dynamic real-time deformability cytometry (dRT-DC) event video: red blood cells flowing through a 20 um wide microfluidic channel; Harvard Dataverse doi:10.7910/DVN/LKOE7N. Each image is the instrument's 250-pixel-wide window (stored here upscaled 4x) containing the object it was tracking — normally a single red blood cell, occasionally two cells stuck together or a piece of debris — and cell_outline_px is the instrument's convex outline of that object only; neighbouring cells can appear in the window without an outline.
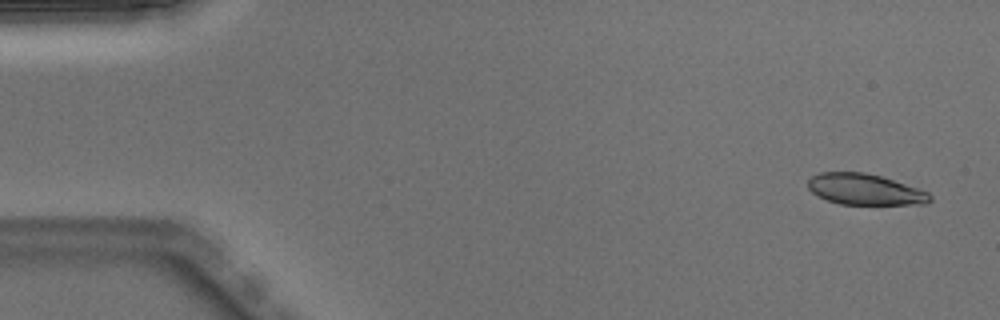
{"species": "Egyptian fruit bat (a non-hibernating species)", "species_latin": "Rousettus aegyptiacus", "temperature_condition": "warm", "stored_images_in_passage": 50, "camera_frame_rate_fps": 3000, "um_per_image_px": 0.085, "animal": {"sex": "male"}, "frame": {"image": 1, "passage_image": 3, "time_ms": 0.667, "image_size_px": [1000, 320], "cell_outline_px": [[932, 200], [928, 204], [840, 204], [828, 200], [812, 192], [808, 188], [808, 180], [812, 176], [820, 172], [864, 172], [880, 176], [928, 192], [932, 196]], "centroid_in_image_um": [73.52, 16.1], "position_along_channel_um": 11.5, "area_um2": 21.79}}
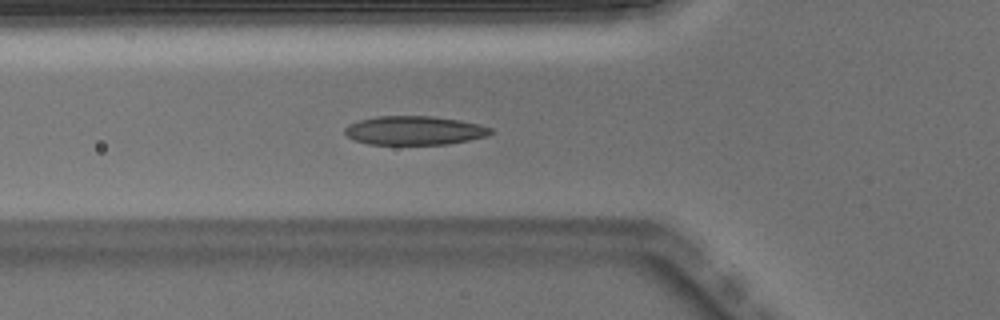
{"frame": {"image": 2, "passage_image": 18, "time_ms": 5.667, "image_size_px": [1000, 320], "cell_outline_px": [[496, 132], [488, 136], [448, 144], [368, 144], [352, 140], [344, 132], [344, 128], [348, 124], [360, 120], [376, 116], [432, 116], [460, 120], [480, 124], [492, 128]], "centroid_in_image_um": [35.25, 11.09], "position_along_channel_um": 90.6, "area_um2": 24.74}}
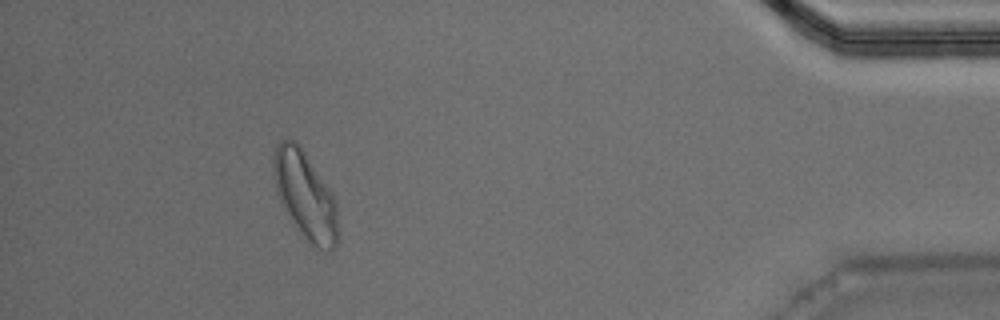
{"frame": {"image": 3, "passage_image": 46, "time_ms": 15.0, "image_size_px": [1000, 320], "cell_outline_px": [[336, 248], [332, 252], [328, 252], [316, 248], [308, 244], [280, 200], [276, 188], [272, 164], [272, 160], [276, 144], [280, 140], [288, 136], [296, 140], [332, 192], [336, 200]], "centroid_in_image_um": [25.93, 16.57], "position_along_channel_um": 409.3, "area_um2": 32.71}, "authors_computed_cell_mechanics": {"area_um2": 24.1604, "velocity_mm_per_s": 4.005, "shape_relaxation_time_tau1_ms": 4.9825, "shape_relaxation_time_tau2_ms": 2.0578, "deformation_change_tau1": 0.1531, "deformation_change_tau2": 0.0859}}